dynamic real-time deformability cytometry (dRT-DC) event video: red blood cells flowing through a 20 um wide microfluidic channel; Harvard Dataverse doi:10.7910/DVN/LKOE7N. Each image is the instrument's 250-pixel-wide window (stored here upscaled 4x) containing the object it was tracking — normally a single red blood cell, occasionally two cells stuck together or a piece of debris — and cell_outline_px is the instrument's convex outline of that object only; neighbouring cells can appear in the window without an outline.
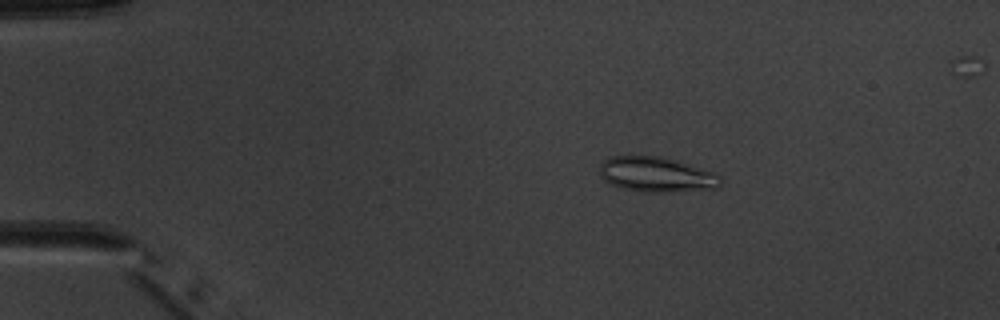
{"species": "common noctule bat (a hibernating species)", "species_latin": "Nyctalus noctula", "temperature_condition": "warm", "stored_images_in_passage": 4, "camera_frame_rate_fps": 3000, "um_per_image_px": 0.085, "animal": {"sex": "male", "body_mass_g": 20.1, "forearm_length_mm": 53.5}, "frame": {"image": 1, "passage_image": 2, "time_ms": 2.0, "image_size_px": [1000, 320], "cell_outline_px": [[720, 184], [716, 188], [660, 192], [644, 192], [620, 188], [604, 180], [600, 176], [600, 164], [608, 156], [660, 156], [712, 172], [720, 176]], "centroid_in_image_um": [55.72, 14.83], "position_along_channel_um": 29.3, "area_um2": 24.28}}
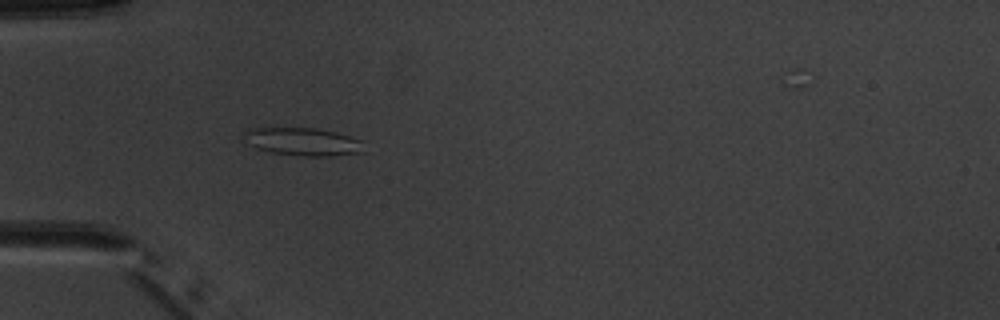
{"frame": {"image": 2, "passage_image": 4, "time_ms": 4.333, "image_size_px": [1000, 320], "cell_outline_px": [[364, 152], [332, 156], [300, 156], [272, 152], [256, 148], [244, 144], [244, 132], [248, 128], [316, 128], [336, 132], [360, 140]], "centroid_in_image_um": [25.68, 12.04], "position_along_channel_um": 59.3, "area_um2": 19.59}}